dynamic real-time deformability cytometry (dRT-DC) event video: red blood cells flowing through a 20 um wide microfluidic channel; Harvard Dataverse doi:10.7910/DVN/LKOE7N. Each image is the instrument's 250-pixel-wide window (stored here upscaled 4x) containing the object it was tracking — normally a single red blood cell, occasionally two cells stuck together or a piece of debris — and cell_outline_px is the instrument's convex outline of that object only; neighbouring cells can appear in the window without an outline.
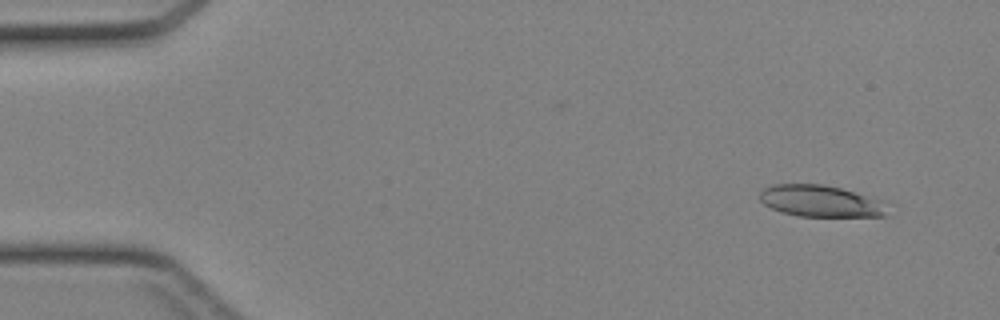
{"species": "Egyptian fruit bat (a non-hibernating species)", "species_latin": "Rousettus aegyptiacus", "temperature_condition": "cold", "stored_images_in_passage": 44, "camera_frame_rate_fps": 3000, "um_per_image_px": 0.085, "animal": {"sex": "female"}, "frame": {"image": 1, "passage_image": 3, "time_ms": 0.667, "image_size_px": [1000, 320], "cell_outline_px": [[888, 216], [800, 216], [780, 212], [764, 204], [760, 200], [760, 192], [764, 188], [772, 184], [824, 184], [840, 188], [884, 200]], "centroid_in_image_um": [69.76, 17.09], "position_along_channel_um": 15.2, "area_um2": 23.58}}
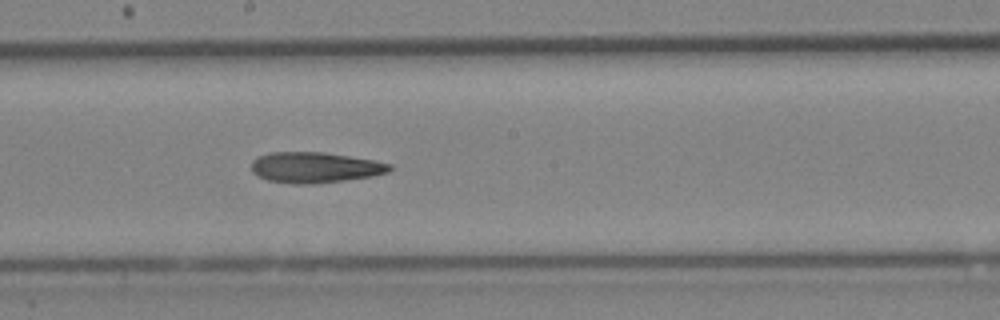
{"frame": {"image": 2, "passage_image": 24, "time_ms": 7.667, "image_size_px": [1000, 320], "cell_outline_px": [[392, 168], [388, 172], [372, 176], [344, 180], [312, 184], [292, 184], [268, 180], [256, 176], [252, 172], [252, 160], [268, 152], [324, 152], [376, 160], [392, 164]], "centroid_in_image_um": [26.77, 14.23], "position_along_channel_um": 221.4, "area_um2": 24.85}}
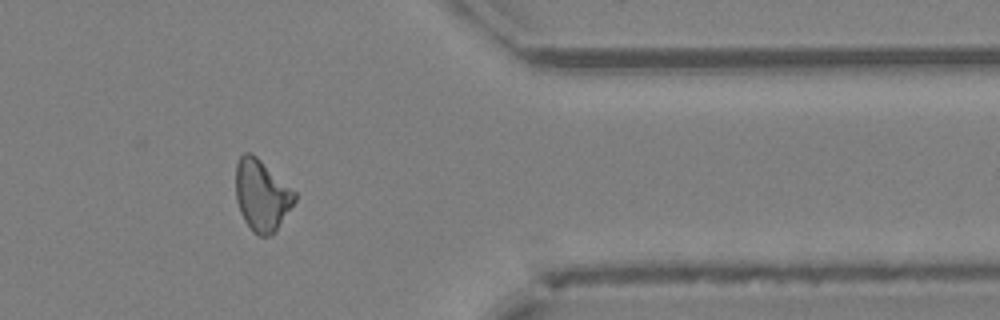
{"frame": {"image": 3, "passage_image": 36, "time_ms": 11.667, "image_size_px": [1000, 320], "cell_outline_px": [[296, 200], [276, 232], [268, 236], [260, 236], [252, 232], [244, 220], [240, 212], [236, 200], [236, 164], [240, 156], [244, 152], [252, 152], [296, 192]], "centroid_in_image_um": [22.25, 16.61], "position_along_channel_um": 389.2, "area_um2": 24.62}}